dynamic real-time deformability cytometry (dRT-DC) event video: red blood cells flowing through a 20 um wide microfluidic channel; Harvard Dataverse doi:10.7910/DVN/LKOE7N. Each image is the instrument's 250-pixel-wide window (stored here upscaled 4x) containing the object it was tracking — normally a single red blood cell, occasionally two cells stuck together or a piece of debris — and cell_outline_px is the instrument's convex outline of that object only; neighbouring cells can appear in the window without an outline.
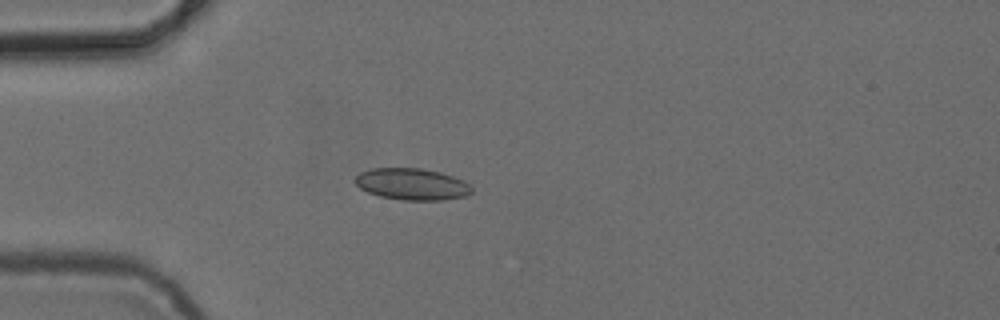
{"species": "common noctule bat (a hibernating species)", "species_latin": "Nyctalus noctula", "temperature_condition": "cold", "stored_images_in_passage": 39, "camera_frame_rate_fps": 3000, "um_per_image_px": 0.085, "animal": {"sex": "female", "body_mass_g": 24.6, "forearm_length_mm": 56.2}, "frame": {"image": 1, "passage_image": 1, "time_ms": 0.0, "image_size_px": [1000, 320], "cell_outline_px": [[472, 192], [468, 196], [440, 200], [404, 200], [380, 196], [368, 192], [360, 188], [356, 184], [356, 176], [360, 172], [372, 168], [420, 168], [440, 172], [464, 180], [472, 188]], "centroid_in_image_um": [35.04, 15.65], "position_along_channel_um": 50.0, "area_um2": 21.44}}
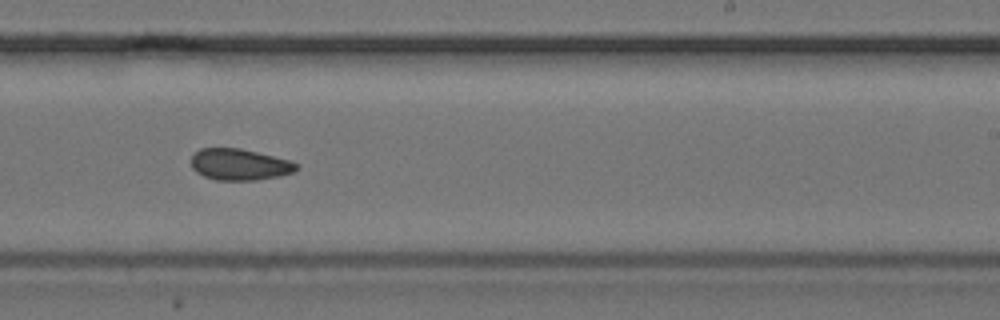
{"frame": {"image": 2, "passage_image": 19, "time_ms": 6.0, "image_size_px": [1000, 320], "cell_outline_px": [[300, 168], [292, 172], [280, 176], [256, 180], [216, 180], [204, 176], [196, 172], [192, 168], [192, 156], [200, 148], [240, 148], [288, 160], [300, 164]], "centroid_in_image_um": [20.37, 13.99], "position_along_channel_um": 268.6, "area_um2": 19.19}}
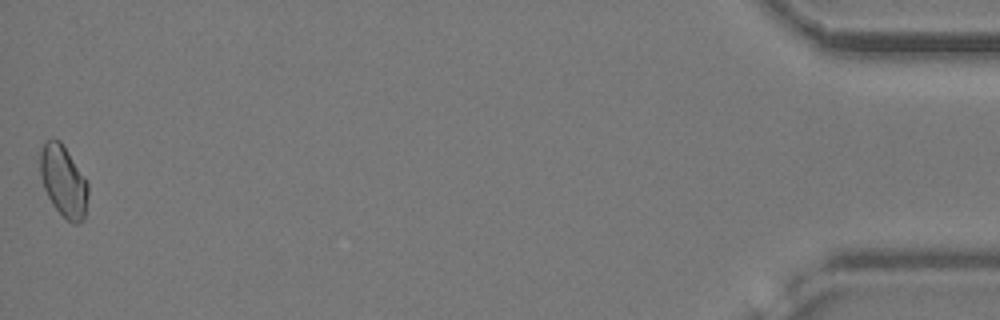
{"frame": {"image": 3, "passage_image": 39, "time_ms": 12.667, "image_size_px": [1000, 320], "cell_outline_px": [[88, 196], [84, 220], [80, 224], [72, 224], [52, 204], [44, 188], [40, 176], [40, 152], [44, 144], [48, 140], [60, 140], [84, 176], [88, 184]], "centroid_in_image_um": [5.41, 15.43], "position_along_channel_um": 429.8, "area_um2": 19.77}, "authors_computed_cell_mechanics": {"area_um2": 19.8832, "velocity_mm_per_s": 3.8624, "shape_relaxation_time_tau1_ms": null, "shape_relaxation_time_tau2_ms": 2.9054, "deformation_change_tau1": null, "deformation_change_tau2": 0.0803}}